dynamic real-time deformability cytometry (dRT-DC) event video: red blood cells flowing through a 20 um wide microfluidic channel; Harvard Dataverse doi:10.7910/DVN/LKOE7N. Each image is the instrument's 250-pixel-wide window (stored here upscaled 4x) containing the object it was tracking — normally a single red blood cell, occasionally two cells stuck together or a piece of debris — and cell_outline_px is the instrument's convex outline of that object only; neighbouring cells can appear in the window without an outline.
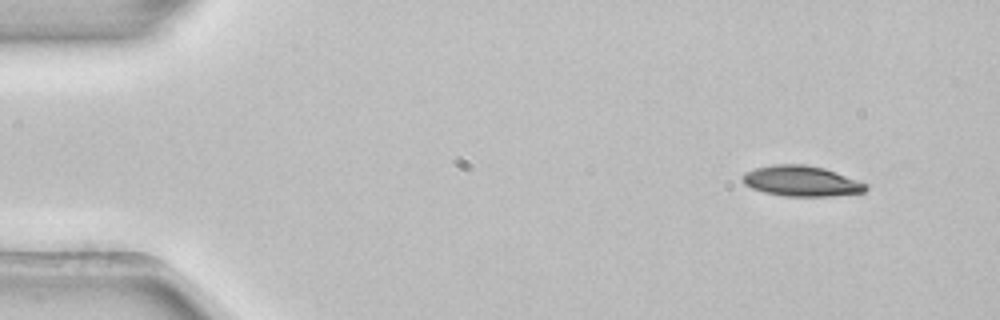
{"species": "common noctule bat (a hibernating species)", "species_latin": "Nyctalus noctula", "temperature_condition": "room temperature", "stored_images_in_passage": 3, "camera_frame_rate_fps": 3000, "um_per_image_px": 0.085, "animal": {"sex": "female", "body_mass_g": 22.7, "forearm_length_mm": 54.2}, "frame": {"image": 1, "passage_image": 1, "time_ms": 0.0, "image_size_px": [1000, 320], "cell_outline_px": [[868, 188], [864, 192], [832, 196], [784, 196], [764, 192], [752, 188], [744, 184], [740, 176], [744, 172], [756, 168], [772, 164], [804, 164], [824, 168], [868, 184]], "centroid_in_image_um": [68.09, 15.39], "position_along_channel_um": 16.9, "area_um2": 21.96}}